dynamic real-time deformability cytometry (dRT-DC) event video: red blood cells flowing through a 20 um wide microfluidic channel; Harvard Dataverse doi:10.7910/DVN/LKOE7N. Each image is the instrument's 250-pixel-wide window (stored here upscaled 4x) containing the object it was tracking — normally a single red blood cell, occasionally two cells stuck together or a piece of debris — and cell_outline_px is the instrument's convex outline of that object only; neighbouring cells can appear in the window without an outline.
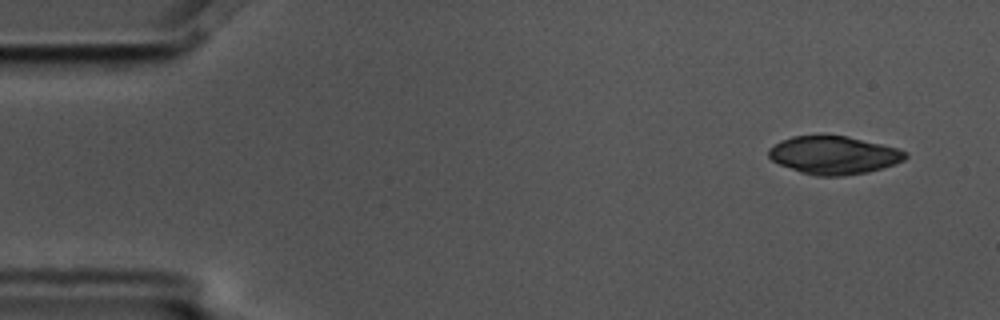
{"species": "common noctule bat (a hibernating species)", "species_latin": "Nyctalus noctula", "temperature_condition": "cold", "stored_images_in_passage": 7, "camera_frame_rate_fps": 3000, "um_per_image_px": 0.085, "animal": {"sex": "male", "body_mass_g": 17.5, "forearm_length_mm": 52.3}, "frame": {"image": 1, "passage_image": 1, "time_ms": 0.0, "image_size_px": [1000, 320], "cell_outline_px": [[908, 156], [904, 160], [868, 172], [844, 176], [816, 176], [800, 172], [780, 164], [772, 160], [768, 156], [768, 148], [780, 140], [792, 136], [848, 136], [896, 148], [908, 152]], "centroid_in_image_um": [70.84, 13.19], "position_along_channel_um": 14.2, "area_um2": 30.11}}
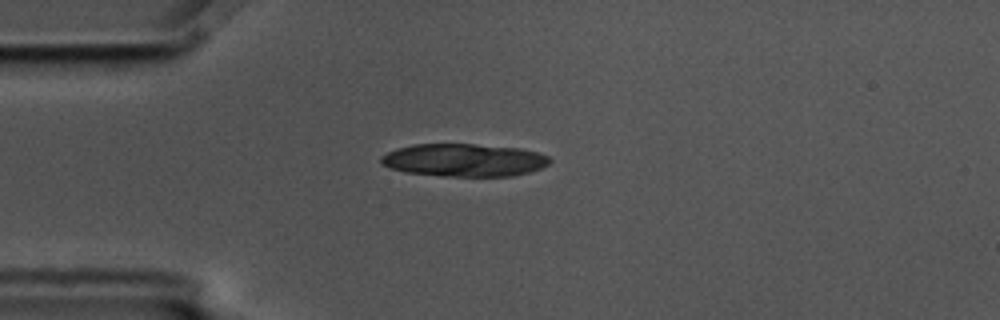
{"frame": {"image": 2, "passage_image": 4, "time_ms": 1.0, "image_size_px": [1000, 320], "cell_outline_px": [[552, 160], [548, 164], [540, 168], [528, 172], [512, 176], [444, 176], [404, 172], [380, 164], [380, 156], [396, 148], [412, 144], [472, 144], [520, 148], [536, 152], [548, 156]], "centroid_in_image_um": [39.41, 13.6], "position_along_channel_um": 45.6, "area_um2": 32.25}}